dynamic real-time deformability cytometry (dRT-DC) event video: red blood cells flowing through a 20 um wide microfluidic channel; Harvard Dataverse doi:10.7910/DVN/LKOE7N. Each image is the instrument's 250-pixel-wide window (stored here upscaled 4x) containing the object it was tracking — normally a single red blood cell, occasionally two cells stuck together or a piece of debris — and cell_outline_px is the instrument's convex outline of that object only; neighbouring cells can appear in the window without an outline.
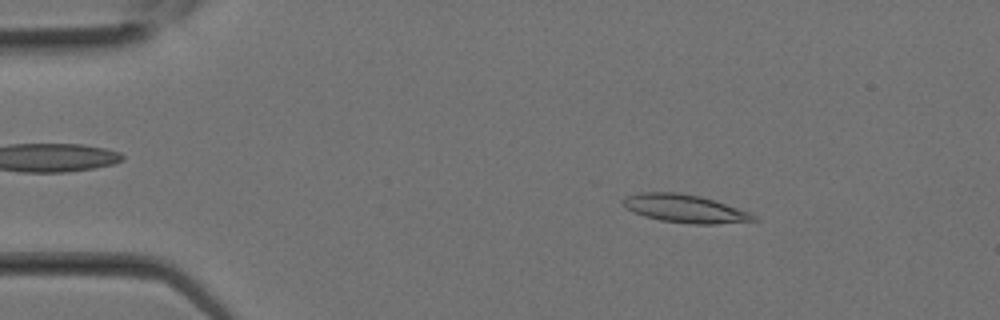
{"species": "Egyptian fruit bat (a non-hibernating species)", "species_latin": "Rousettus aegyptiacus", "temperature_condition": "room temperature", "stored_images_in_passage": 15, "camera_frame_rate_fps": 3000, "um_per_image_px": 0.085, "animal": {"sex": "female"}, "frame": {"image": 1, "passage_image": 4, "time_ms": 1.0, "image_size_px": [1000, 320], "cell_outline_px": [[760, 220], [716, 224], [692, 224], [660, 220], [644, 216], [628, 208], [620, 200], [624, 196], [640, 192], [676, 192], [700, 196], [748, 212], [756, 216]], "centroid_in_image_um": [58.19, 17.73], "position_along_channel_um": 26.8, "area_um2": 21.1}}
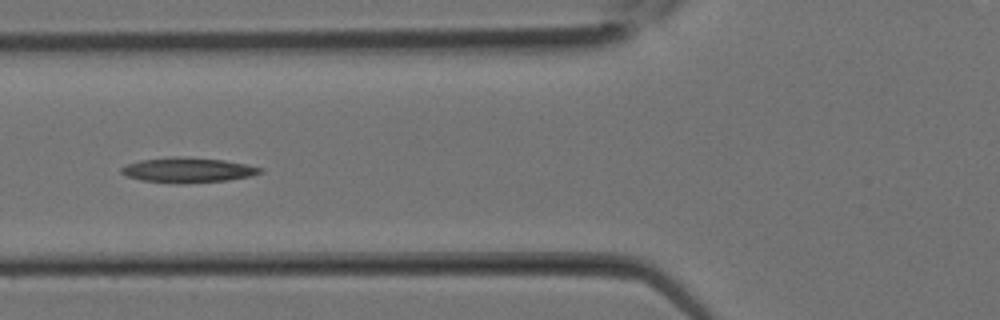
{"frame": {"image": 2, "passage_image": 10, "time_ms": 3.0, "image_size_px": [1000, 320], "cell_outline_px": [[264, 172], [252, 176], [228, 180], [180, 184], [140, 180], [128, 176], [120, 172], [120, 168], [124, 164], [140, 160], [172, 156], [180, 156], [224, 160], [264, 168]], "centroid_in_image_um": [15.96, 14.45], "position_along_channel_um": 109.8, "area_um2": 20.46}}
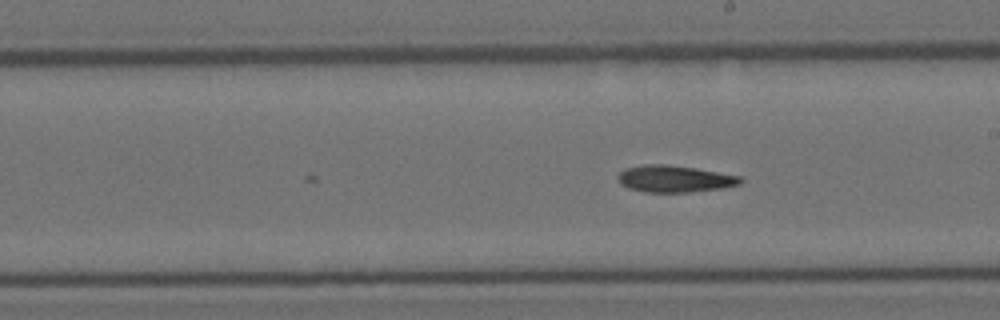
{"frame": {"image": 3, "passage_image": 15, "time_ms": 4.667, "image_size_px": [1000, 320], "cell_outline_px": [[744, 180], [740, 184], [724, 188], [688, 192], [648, 192], [628, 188], [620, 184], [616, 176], [624, 168], [644, 164], [668, 164], [740, 176]], "centroid_in_image_um": [57.3, 15.2], "position_along_channel_um": 231.7, "area_um2": 19.13}}